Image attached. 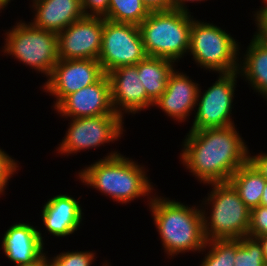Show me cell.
I'll return each instance as SVG.
<instances>
[{
	"label": "cell",
	"mask_w": 267,
	"mask_h": 266,
	"mask_svg": "<svg viewBox=\"0 0 267 266\" xmlns=\"http://www.w3.org/2000/svg\"><path fill=\"white\" fill-rule=\"evenodd\" d=\"M182 147V163L204 184L228 182L251 155L235 125L190 130Z\"/></svg>",
	"instance_id": "6da1fadb"
},
{
	"label": "cell",
	"mask_w": 267,
	"mask_h": 266,
	"mask_svg": "<svg viewBox=\"0 0 267 266\" xmlns=\"http://www.w3.org/2000/svg\"><path fill=\"white\" fill-rule=\"evenodd\" d=\"M149 197V208L168 256L205 251L202 209L156 195Z\"/></svg>",
	"instance_id": "7a4b0ae2"
},
{
	"label": "cell",
	"mask_w": 267,
	"mask_h": 266,
	"mask_svg": "<svg viewBox=\"0 0 267 266\" xmlns=\"http://www.w3.org/2000/svg\"><path fill=\"white\" fill-rule=\"evenodd\" d=\"M143 167L114 151L80 170L78 177L85 185L96 188L113 201L126 204L138 197L149 196L154 190Z\"/></svg>",
	"instance_id": "3957f363"
},
{
	"label": "cell",
	"mask_w": 267,
	"mask_h": 266,
	"mask_svg": "<svg viewBox=\"0 0 267 266\" xmlns=\"http://www.w3.org/2000/svg\"><path fill=\"white\" fill-rule=\"evenodd\" d=\"M193 20L190 13L173 9L150 12L139 25L147 55L180 61L189 51Z\"/></svg>",
	"instance_id": "277c9868"
},
{
	"label": "cell",
	"mask_w": 267,
	"mask_h": 266,
	"mask_svg": "<svg viewBox=\"0 0 267 266\" xmlns=\"http://www.w3.org/2000/svg\"><path fill=\"white\" fill-rule=\"evenodd\" d=\"M209 185L213 190L203 202L205 206L211 204L210 216H207L205 210H201L206 241L248 236L251 210L241 200L238 192L229 182Z\"/></svg>",
	"instance_id": "5b68a950"
},
{
	"label": "cell",
	"mask_w": 267,
	"mask_h": 266,
	"mask_svg": "<svg viewBox=\"0 0 267 266\" xmlns=\"http://www.w3.org/2000/svg\"><path fill=\"white\" fill-rule=\"evenodd\" d=\"M236 42L228 32L215 24L194 19L188 52L199 67L217 73H230L239 68L240 47Z\"/></svg>",
	"instance_id": "8992f818"
},
{
	"label": "cell",
	"mask_w": 267,
	"mask_h": 266,
	"mask_svg": "<svg viewBox=\"0 0 267 266\" xmlns=\"http://www.w3.org/2000/svg\"><path fill=\"white\" fill-rule=\"evenodd\" d=\"M6 34L3 52L49 78L54 65L59 61L57 33L21 20Z\"/></svg>",
	"instance_id": "52a82bcc"
},
{
	"label": "cell",
	"mask_w": 267,
	"mask_h": 266,
	"mask_svg": "<svg viewBox=\"0 0 267 266\" xmlns=\"http://www.w3.org/2000/svg\"><path fill=\"white\" fill-rule=\"evenodd\" d=\"M147 56L139 25L115 23L103 18L102 47L98 61L105 74L115 68L136 65Z\"/></svg>",
	"instance_id": "ba28073f"
},
{
	"label": "cell",
	"mask_w": 267,
	"mask_h": 266,
	"mask_svg": "<svg viewBox=\"0 0 267 266\" xmlns=\"http://www.w3.org/2000/svg\"><path fill=\"white\" fill-rule=\"evenodd\" d=\"M238 71L219 73L215 81L204 93L199 88L195 108V117L190 130H202L206 128H224L234 125L232 103L236 88ZM202 95V97H201Z\"/></svg>",
	"instance_id": "9c48e42d"
},
{
	"label": "cell",
	"mask_w": 267,
	"mask_h": 266,
	"mask_svg": "<svg viewBox=\"0 0 267 266\" xmlns=\"http://www.w3.org/2000/svg\"><path fill=\"white\" fill-rule=\"evenodd\" d=\"M123 119L119 115H101L71 119L64 140L57 151L72 154L117 141L123 134Z\"/></svg>",
	"instance_id": "30bf717a"
},
{
	"label": "cell",
	"mask_w": 267,
	"mask_h": 266,
	"mask_svg": "<svg viewBox=\"0 0 267 266\" xmlns=\"http://www.w3.org/2000/svg\"><path fill=\"white\" fill-rule=\"evenodd\" d=\"M104 74L98 60L59 59L43 90L55 96V108L67 95L97 82Z\"/></svg>",
	"instance_id": "8fae6325"
},
{
	"label": "cell",
	"mask_w": 267,
	"mask_h": 266,
	"mask_svg": "<svg viewBox=\"0 0 267 266\" xmlns=\"http://www.w3.org/2000/svg\"><path fill=\"white\" fill-rule=\"evenodd\" d=\"M103 18L83 17L57 33L58 58L94 59L102 47Z\"/></svg>",
	"instance_id": "7c38bea8"
},
{
	"label": "cell",
	"mask_w": 267,
	"mask_h": 266,
	"mask_svg": "<svg viewBox=\"0 0 267 266\" xmlns=\"http://www.w3.org/2000/svg\"><path fill=\"white\" fill-rule=\"evenodd\" d=\"M107 75L110 81L111 104L114 112L121 118L124 112L135 114L154 105L138 77L137 64L115 68Z\"/></svg>",
	"instance_id": "4fadbf2b"
},
{
	"label": "cell",
	"mask_w": 267,
	"mask_h": 266,
	"mask_svg": "<svg viewBox=\"0 0 267 266\" xmlns=\"http://www.w3.org/2000/svg\"><path fill=\"white\" fill-rule=\"evenodd\" d=\"M55 109L70 119L117 115L111 104L108 75L104 74L97 82L67 95Z\"/></svg>",
	"instance_id": "5bb4252c"
},
{
	"label": "cell",
	"mask_w": 267,
	"mask_h": 266,
	"mask_svg": "<svg viewBox=\"0 0 267 266\" xmlns=\"http://www.w3.org/2000/svg\"><path fill=\"white\" fill-rule=\"evenodd\" d=\"M199 84L186 74L174 70L169 76L165 92L154 102L166 115L184 122L196 106Z\"/></svg>",
	"instance_id": "9a60e30c"
},
{
	"label": "cell",
	"mask_w": 267,
	"mask_h": 266,
	"mask_svg": "<svg viewBox=\"0 0 267 266\" xmlns=\"http://www.w3.org/2000/svg\"><path fill=\"white\" fill-rule=\"evenodd\" d=\"M2 239L4 254L16 265L33 263L44 254L42 233L30 224L10 226Z\"/></svg>",
	"instance_id": "2e32d148"
},
{
	"label": "cell",
	"mask_w": 267,
	"mask_h": 266,
	"mask_svg": "<svg viewBox=\"0 0 267 266\" xmlns=\"http://www.w3.org/2000/svg\"><path fill=\"white\" fill-rule=\"evenodd\" d=\"M42 212L43 225L57 237H65L77 231L82 222V209L78 200L70 195H56L49 199Z\"/></svg>",
	"instance_id": "e0dca14e"
},
{
	"label": "cell",
	"mask_w": 267,
	"mask_h": 266,
	"mask_svg": "<svg viewBox=\"0 0 267 266\" xmlns=\"http://www.w3.org/2000/svg\"><path fill=\"white\" fill-rule=\"evenodd\" d=\"M33 26L59 33L71 23L85 17L81 0H33Z\"/></svg>",
	"instance_id": "ac0fdd59"
},
{
	"label": "cell",
	"mask_w": 267,
	"mask_h": 266,
	"mask_svg": "<svg viewBox=\"0 0 267 266\" xmlns=\"http://www.w3.org/2000/svg\"><path fill=\"white\" fill-rule=\"evenodd\" d=\"M245 53L238 73L267 99V42L254 35Z\"/></svg>",
	"instance_id": "d6986e66"
},
{
	"label": "cell",
	"mask_w": 267,
	"mask_h": 266,
	"mask_svg": "<svg viewBox=\"0 0 267 266\" xmlns=\"http://www.w3.org/2000/svg\"><path fill=\"white\" fill-rule=\"evenodd\" d=\"M173 67V61L151 56L137 64L138 77L153 102L165 92L169 76L175 70Z\"/></svg>",
	"instance_id": "ffe728a7"
},
{
	"label": "cell",
	"mask_w": 267,
	"mask_h": 266,
	"mask_svg": "<svg viewBox=\"0 0 267 266\" xmlns=\"http://www.w3.org/2000/svg\"><path fill=\"white\" fill-rule=\"evenodd\" d=\"M228 182L238 192L241 200L250 210L260 206L267 180L250 161L240 166Z\"/></svg>",
	"instance_id": "44dd1931"
},
{
	"label": "cell",
	"mask_w": 267,
	"mask_h": 266,
	"mask_svg": "<svg viewBox=\"0 0 267 266\" xmlns=\"http://www.w3.org/2000/svg\"><path fill=\"white\" fill-rule=\"evenodd\" d=\"M142 0H110L106 20L140 25L149 15Z\"/></svg>",
	"instance_id": "7402d4cb"
},
{
	"label": "cell",
	"mask_w": 267,
	"mask_h": 266,
	"mask_svg": "<svg viewBox=\"0 0 267 266\" xmlns=\"http://www.w3.org/2000/svg\"><path fill=\"white\" fill-rule=\"evenodd\" d=\"M205 246H208L209 251L200 266L234 265L236 239L206 241Z\"/></svg>",
	"instance_id": "603a6c76"
},
{
	"label": "cell",
	"mask_w": 267,
	"mask_h": 266,
	"mask_svg": "<svg viewBox=\"0 0 267 266\" xmlns=\"http://www.w3.org/2000/svg\"><path fill=\"white\" fill-rule=\"evenodd\" d=\"M263 248L257 238L249 236L236 239V253L233 266H264Z\"/></svg>",
	"instance_id": "cb8c5ba5"
},
{
	"label": "cell",
	"mask_w": 267,
	"mask_h": 266,
	"mask_svg": "<svg viewBox=\"0 0 267 266\" xmlns=\"http://www.w3.org/2000/svg\"><path fill=\"white\" fill-rule=\"evenodd\" d=\"M95 254L91 251L63 252L49 259L50 266H91Z\"/></svg>",
	"instance_id": "d4e9b609"
},
{
	"label": "cell",
	"mask_w": 267,
	"mask_h": 266,
	"mask_svg": "<svg viewBox=\"0 0 267 266\" xmlns=\"http://www.w3.org/2000/svg\"><path fill=\"white\" fill-rule=\"evenodd\" d=\"M267 235V207L258 206L251 209L248 236L257 238Z\"/></svg>",
	"instance_id": "484cf974"
},
{
	"label": "cell",
	"mask_w": 267,
	"mask_h": 266,
	"mask_svg": "<svg viewBox=\"0 0 267 266\" xmlns=\"http://www.w3.org/2000/svg\"><path fill=\"white\" fill-rule=\"evenodd\" d=\"M18 163L12 159L5 151L0 149V195L4 193L8 180L15 174Z\"/></svg>",
	"instance_id": "4316f807"
},
{
	"label": "cell",
	"mask_w": 267,
	"mask_h": 266,
	"mask_svg": "<svg viewBox=\"0 0 267 266\" xmlns=\"http://www.w3.org/2000/svg\"><path fill=\"white\" fill-rule=\"evenodd\" d=\"M109 1L110 0H81L84 15L86 17L105 18L109 10Z\"/></svg>",
	"instance_id": "83f0119b"
},
{
	"label": "cell",
	"mask_w": 267,
	"mask_h": 266,
	"mask_svg": "<svg viewBox=\"0 0 267 266\" xmlns=\"http://www.w3.org/2000/svg\"><path fill=\"white\" fill-rule=\"evenodd\" d=\"M255 23L257 24V30L255 35L261 40L267 42V12H255Z\"/></svg>",
	"instance_id": "f1b7e54d"
},
{
	"label": "cell",
	"mask_w": 267,
	"mask_h": 266,
	"mask_svg": "<svg viewBox=\"0 0 267 266\" xmlns=\"http://www.w3.org/2000/svg\"><path fill=\"white\" fill-rule=\"evenodd\" d=\"M149 12L171 10L170 0H142Z\"/></svg>",
	"instance_id": "f546056e"
},
{
	"label": "cell",
	"mask_w": 267,
	"mask_h": 266,
	"mask_svg": "<svg viewBox=\"0 0 267 266\" xmlns=\"http://www.w3.org/2000/svg\"><path fill=\"white\" fill-rule=\"evenodd\" d=\"M249 161L257 168V170L267 180V153L249 156Z\"/></svg>",
	"instance_id": "4dcf8cb0"
},
{
	"label": "cell",
	"mask_w": 267,
	"mask_h": 266,
	"mask_svg": "<svg viewBox=\"0 0 267 266\" xmlns=\"http://www.w3.org/2000/svg\"><path fill=\"white\" fill-rule=\"evenodd\" d=\"M194 2V1H204V0H170L171 2V10H178V11H182V12H186V13H191L189 12V10L187 9V6L185 5V2Z\"/></svg>",
	"instance_id": "1f68e13d"
},
{
	"label": "cell",
	"mask_w": 267,
	"mask_h": 266,
	"mask_svg": "<svg viewBox=\"0 0 267 266\" xmlns=\"http://www.w3.org/2000/svg\"><path fill=\"white\" fill-rule=\"evenodd\" d=\"M44 253L38 260L30 264L16 265V266H50L49 258Z\"/></svg>",
	"instance_id": "d6a6232c"
},
{
	"label": "cell",
	"mask_w": 267,
	"mask_h": 266,
	"mask_svg": "<svg viewBox=\"0 0 267 266\" xmlns=\"http://www.w3.org/2000/svg\"><path fill=\"white\" fill-rule=\"evenodd\" d=\"M257 239L259 240V242L262 245L264 259H265V262L267 264V235L257 237Z\"/></svg>",
	"instance_id": "836d02e7"
},
{
	"label": "cell",
	"mask_w": 267,
	"mask_h": 266,
	"mask_svg": "<svg viewBox=\"0 0 267 266\" xmlns=\"http://www.w3.org/2000/svg\"><path fill=\"white\" fill-rule=\"evenodd\" d=\"M260 205L267 207V182H266L264 190H263V194H262V198H261V201H260Z\"/></svg>",
	"instance_id": "e575fe53"
},
{
	"label": "cell",
	"mask_w": 267,
	"mask_h": 266,
	"mask_svg": "<svg viewBox=\"0 0 267 266\" xmlns=\"http://www.w3.org/2000/svg\"><path fill=\"white\" fill-rule=\"evenodd\" d=\"M11 0H0V10H4Z\"/></svg>",
	"instance_id": "d590c367"
},
{
	"label": "cell",
	"mask_w": 267,
	"mask_h": 266,
	"mask_svg": "<svg viewBox=\"0 0 267 266\" xmlns=\"http://www.w3.org/2000/svg\"><path fill=\"white\" fill-rule=\"evenodd\" d=\"M263 2L265 3L264 7H261L257 12H267V0H263Z\"/></svg>",
	"instance_id": "8d00e7d4"
}]
</instances>
